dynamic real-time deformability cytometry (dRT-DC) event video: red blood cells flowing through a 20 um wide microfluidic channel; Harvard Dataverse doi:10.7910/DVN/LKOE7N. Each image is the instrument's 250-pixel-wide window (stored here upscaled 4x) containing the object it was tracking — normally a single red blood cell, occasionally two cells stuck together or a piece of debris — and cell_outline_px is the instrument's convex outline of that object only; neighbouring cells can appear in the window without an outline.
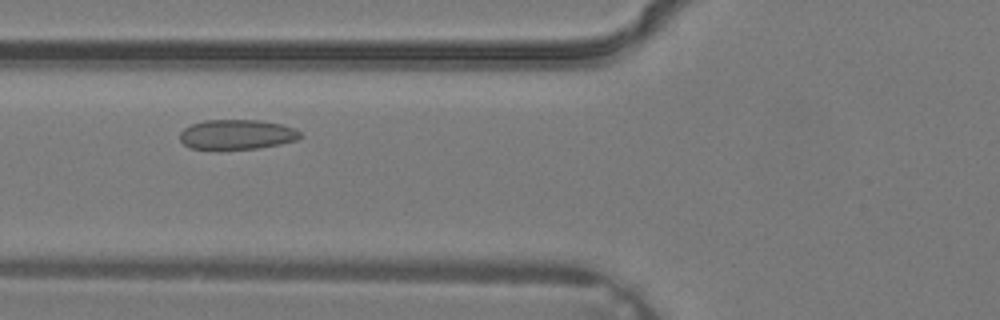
{"species": "common noctule bat (a hibernating species)", "species_latin": "Nyctalus noctula", "temperature_condition": "warm", "stored_images_in_passage": 5, "camera_frame_rate_fps": 3000, "um_per_image_px": 0.085, "animal": {"sex": "male", "body_mass_g": 19.2, "forearm_length_mm": 51.8}, "frame": {"image": 1, "passage_image": 4, "time_ms": 1.0, "image_size_px": [1000, 320], "cell_outline_px": [[300, 136], [296, 140], [280, 144], [256, 148], [188, 148], [180, 140], [180, 132], [184, 128], [192, 124], [204, 120], [260, 120], [280, 124], [296, 128], [300, 132]], "centroid_in_image_um": [20.13, 11.41], "position_along_channel_um": 105.7, "area_um2": 20.63}}
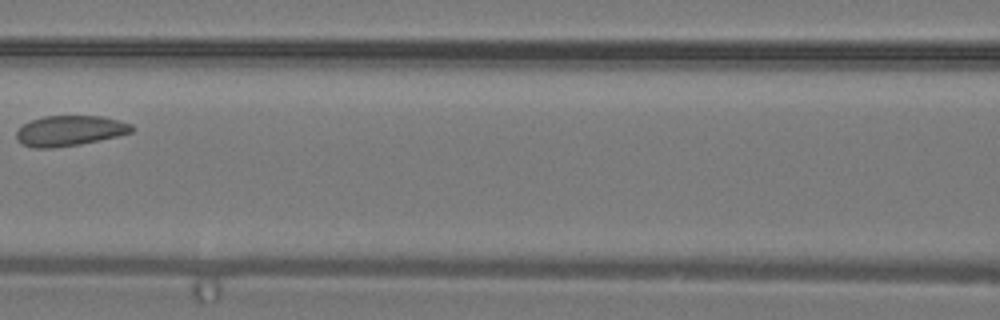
{"frame": {"image": 2, "passage_image": 5, "time_ms": 1.333, "image_size_px": [1000, 320], "cell_outline_px": [[136, 128], [132, 132], [100, 140], [80, 144], [52, 148], [32, 148], [16, 140], [16, 132], [24, 124], [32, 120], [44, 116], [100, 116], [120, 120], [132, 124]], "centroid_in_image_um": [5.95, 11.11], "position_along_channel_um": 160.7, "area_um2": 20.4}}